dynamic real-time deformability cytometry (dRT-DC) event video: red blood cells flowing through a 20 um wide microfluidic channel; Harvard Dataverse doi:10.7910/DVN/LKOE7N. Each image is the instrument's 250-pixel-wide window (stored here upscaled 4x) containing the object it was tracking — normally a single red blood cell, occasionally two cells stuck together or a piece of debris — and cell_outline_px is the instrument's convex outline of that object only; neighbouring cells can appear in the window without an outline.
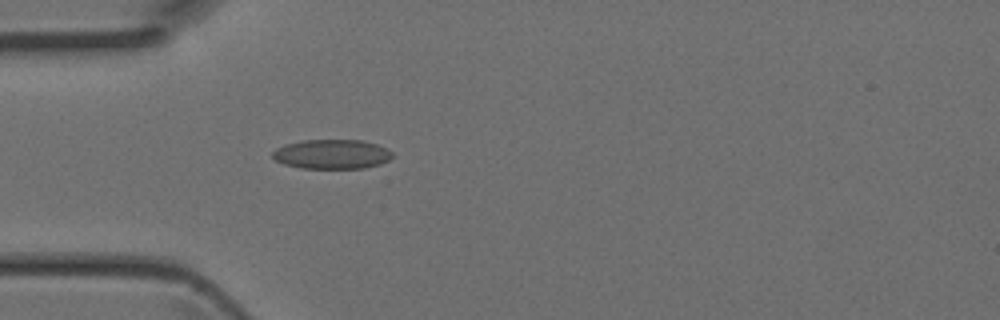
{"species": "Egyptian fruit bat (a non-hibernating species)", "species_latin": "Rousettus aegyptiacus", "temperature_condition": "room temperature", "stored_images_in_passage": 43, "camera_frame_rate_fps": 3000, "um_per_image_px": 0.085, "animal": {"sex": "female"}, "frame": {"image": 1, "passage_image": 12, "time_ms": 3.667, "image_size_px": [1000, 320], "cell_outline_px": [[392, 156], [388, 160], [380, 164], [364, 168], [300, 168], [284, 164], [276, 160], [272, 156], [272, 152], [276, 148], [284, 144], [304, 140], [360, 140], [376, 144], [392, 152]], "centroid_in_image_um": [28.17, 13.1], "position_along_channel_um": 56.8, "area_um2": 20.46}}
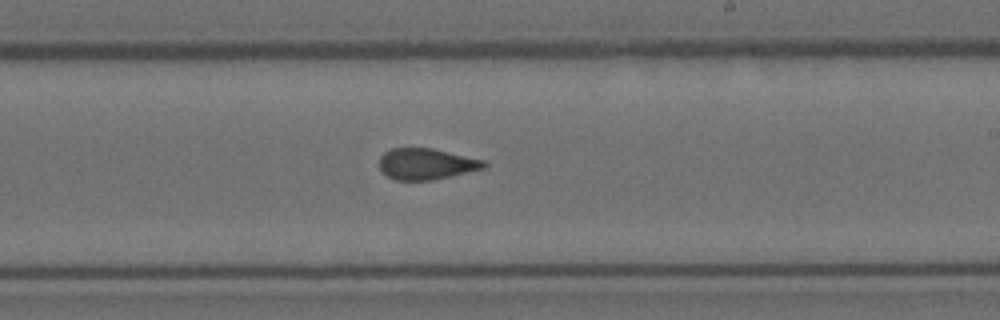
{"frame": {"image": 2, "passage_image": 25, "time_ms": 8.0, "image_size_px": [1000, 320], "cell_outline_px": [[488, 164], [484, 168], [452, 176], [432, 180], [396, 180], [388, 176], [380, 168], [380, 156], [384, 152], [392, 148], [432, 148], [484, 160]], "centroid_in_image_um": [36.24, 13.93], "position_along_channel_um": 252.8, "area_um2": 18.9}}
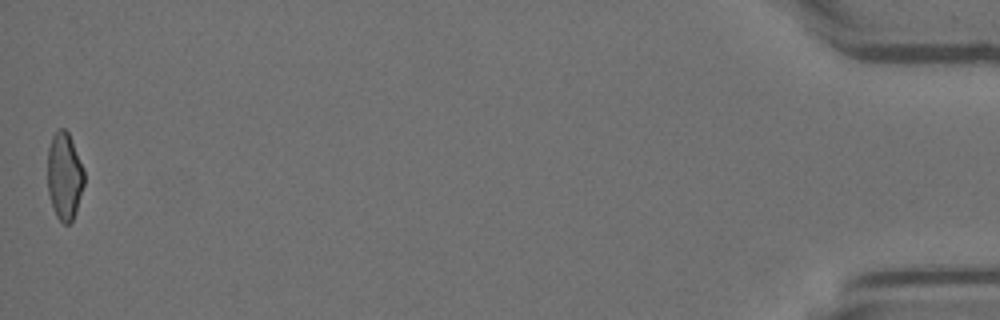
{"frame": {"image": 3, "passage_image": 43, "time_ms": 14.0, "image_size_px": [1000, 320], "cell_outline_px": [[84, 184], [76, 212], [72, 220], [68, 224], [64, 224], [56, 216], [48, 192], [48, 148], [52, 136], [60, 128], [64, 128], [68, 132], [84, 172]], "centroid_in_image_um": [5.47, 14.98], "position_along_channel_um": 429.7, "area_um2": 18.32}}